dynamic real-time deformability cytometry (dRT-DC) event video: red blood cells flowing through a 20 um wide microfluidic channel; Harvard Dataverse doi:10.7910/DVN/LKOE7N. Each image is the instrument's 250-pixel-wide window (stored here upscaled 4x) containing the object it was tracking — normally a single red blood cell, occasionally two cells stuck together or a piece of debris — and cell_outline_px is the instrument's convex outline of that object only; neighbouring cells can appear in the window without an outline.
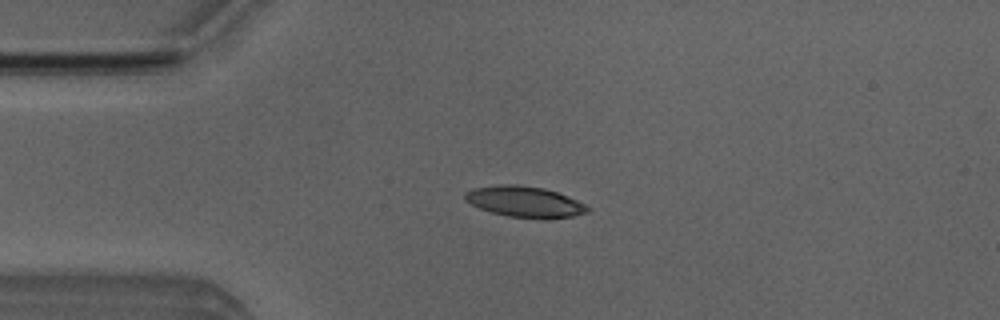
{"species": "Egyptian fruit bat (a non-hibernating species)", "species_latin": "Rousettus aegyptiacus", "temperature_condition": "room temperature", "stored_images_in_passage": 47, "camera_frame_rate_fps": 3000, "um_per_image_px": 0.085, "animal": {"sex": "male"}, "frame": {"image": 1, "passage_image": 11, "time_ms": 3.333, "image_size_px": [1000, 320], "cell_outline_px": [[592, 208], [588, 212], [572, 216], [544, 220], [508, 216], [492, 212], [480, 208], [464, 200], [464, 192], [472, 188], [500, 184], [516, 184], [544, 188], [568, 196]], "centroid_in_image_um": [44.6, 17.15], "position_along_channel_um": 40.4, "area_um2": 22.31}}
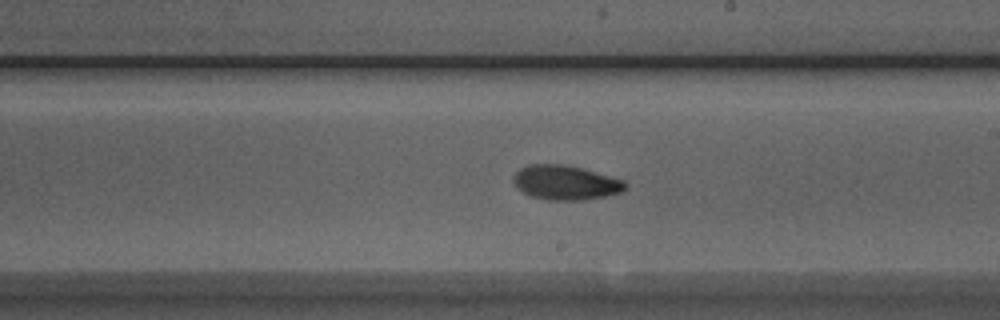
{"frame": {"image": 2, "passage_image": 28, "time_ms": 9.0, "image_size_px": [1000, 320], "cell_outline_px": [[628, 184], [620, 192], [604, 196], [580, 200], [548, 200], [532, 196], [516, 188], [512, 180], [512, 176], [520, 168], [528, 164], [564, 164], [580, 168], [624, 180]], "centroid_in_image_um": [48.01, 15.51], "position_along_channel_um": 241.0, "area_um2": 22.31}}
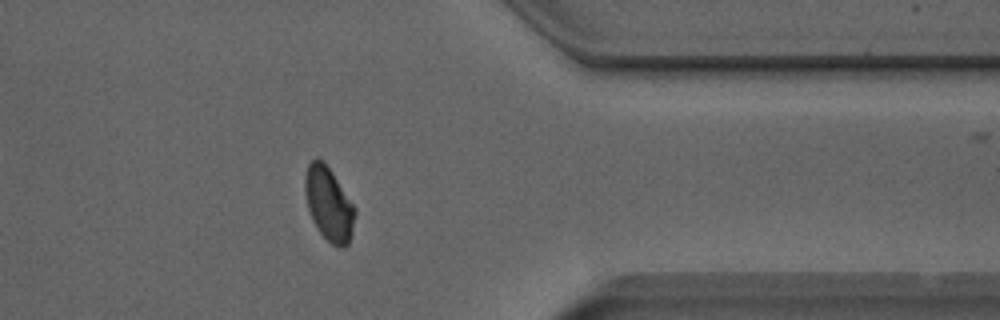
{"frame": {"image": 3, "passage_image": 40, "time_ms": 13.0, "image_size_px": [1000, 320], "cell_outline_px": [[356, 212], [352, 232], [348, 244], [344, 248], [336, 248], [320, 232], [312, 220], [308, 208], [304, 192], [304, 176], [308, 164], [316, 156], [324, 160], [356, 208]], "centroid_in_image_um": [27.94, 17.31], "position_along_channel_um": 383.5, "area_um2": 21.68}, "authors_computed_cell_mechanics": {"area_um2": 21.675, "velocity_mm_per_s": 3.9563, "shape_relaxation_time_tau1_ms": 4.3324, "shape_relaxation_time_tau2_ms": 2.2019, "deformation_change_tau1": 0.1397, "deformation_change_tau2": 0.057}}